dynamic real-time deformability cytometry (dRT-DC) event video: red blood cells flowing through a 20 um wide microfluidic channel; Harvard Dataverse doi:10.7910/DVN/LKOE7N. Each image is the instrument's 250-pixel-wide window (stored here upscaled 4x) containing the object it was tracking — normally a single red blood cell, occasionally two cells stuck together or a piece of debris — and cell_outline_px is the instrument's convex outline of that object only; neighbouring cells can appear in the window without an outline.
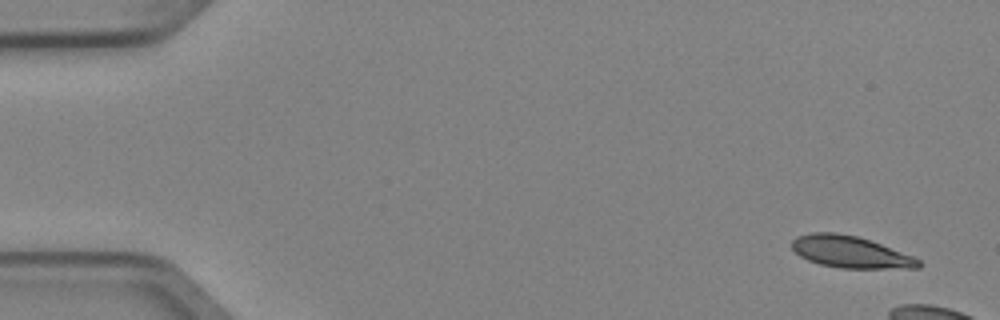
{"species": "Egyptian fruit bat (a non-hibernating species)", "species_latin": "Rousettus aegyptiacus", "temperature_condition": "cold", "stored_images_in_passage": 3, "camera_frame_rate_fps": 3000, "um_per_image_px": 0.085, "animal": {"sex": "female"}, "frame": {"image": 1, "passage_image": 1, "time_ms": 0.0, "image_size_px": [1000, 320], "cell_outline_px": [[924, 264], [920, 268], [840, 268], [820, 264], [808, 260], [800, 256], [792, 248], [792, 240], [796, 236], [812, 232], [836, 232], [856, 236], [880, 244], [912, 256], [920, 260]], "centroid_in_image_um": [72.27, 21.42], "position_along_channel_um": 12.7, "area_um2": 23.35}}